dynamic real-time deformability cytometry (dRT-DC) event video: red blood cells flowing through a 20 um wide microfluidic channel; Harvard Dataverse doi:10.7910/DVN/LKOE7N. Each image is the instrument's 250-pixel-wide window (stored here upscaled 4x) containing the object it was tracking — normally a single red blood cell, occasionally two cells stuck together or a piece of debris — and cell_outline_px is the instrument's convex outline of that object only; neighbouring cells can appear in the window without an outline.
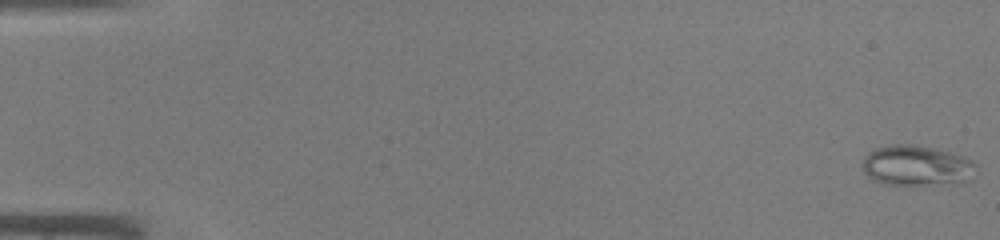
{"species": "common noctule bat (a hibernating species)", "species_latin": "Nyctalus noctula", "temperature_condition": "warm", "stored_images_in_passage": 45, "camera_frame_rate_fps": 3000, "um_per_image_px": 0.085, "animal": {"sex": "male", "body_mass_g": 19.0, "forearm_length_mm": 50.8}, "frame": {"image": 1, "passage_image": 1, "time_ms": 0.0, "image_size_px": [1000, 240], "cell_outline_px": [[976, 164], [960, 180], [920, 184], [888, 184], [872, 180], [864, 172], [864, 156], [868, 152], [876, 148], [892, 144], [908, 144], [932, 148], [964, 156], [972, 160]], "centroid_in_image_um": [77.75, 14.03], "position_along_channel_um": 7.3, "area_um2": 25.32}}
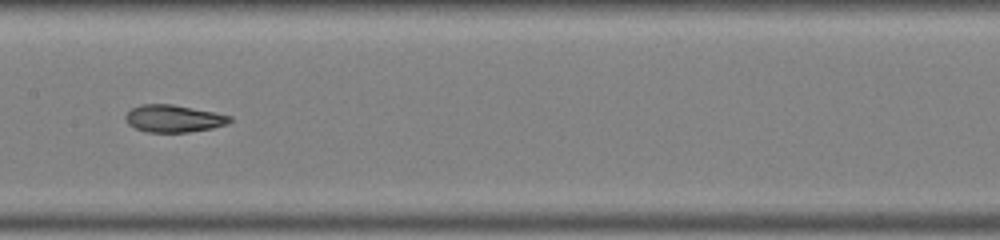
{"frame": {"image": 2, "passage_image": 24, "time_ms": 7.667, "image_size_px": [1000, 240], "cell_outline_px": [[232, 120], [224, 124], [212, 128], [188, 132], [148, 132], [136, 128], [128, 124], [124, 116], [132, 108], [140, 104], [172, 104], [232, 116]], "centroid_in_image_um": [14.72, 10.07], "position_along_channel_um": 192.7, "area_um2": 16.36}}
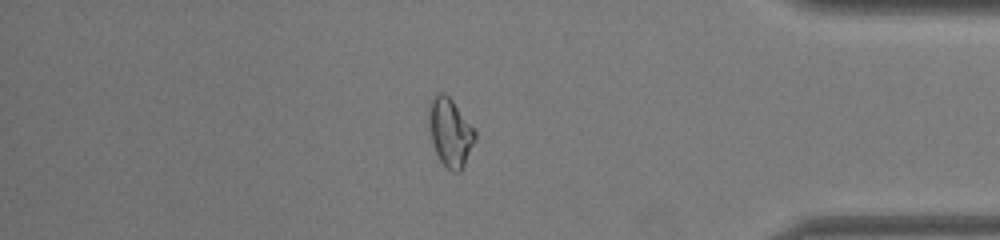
{"frame": {"image": 3, "passage_image": 39, "time_ms": 12.667, "image_size_px": [1000, 240], "cell_outline_px": [[476, 140], [464, 168], [460, 172], [452, 172], [440, 160], [436, 152], [432, 140], [428, 120], [428, 104], [436, 92], [444, 92], [452, 100], [476, 128]], "centroid_in_image_um": [38.3, 11.23], "position_along_channel_um": 396.9, "area_um2": 18.79}}